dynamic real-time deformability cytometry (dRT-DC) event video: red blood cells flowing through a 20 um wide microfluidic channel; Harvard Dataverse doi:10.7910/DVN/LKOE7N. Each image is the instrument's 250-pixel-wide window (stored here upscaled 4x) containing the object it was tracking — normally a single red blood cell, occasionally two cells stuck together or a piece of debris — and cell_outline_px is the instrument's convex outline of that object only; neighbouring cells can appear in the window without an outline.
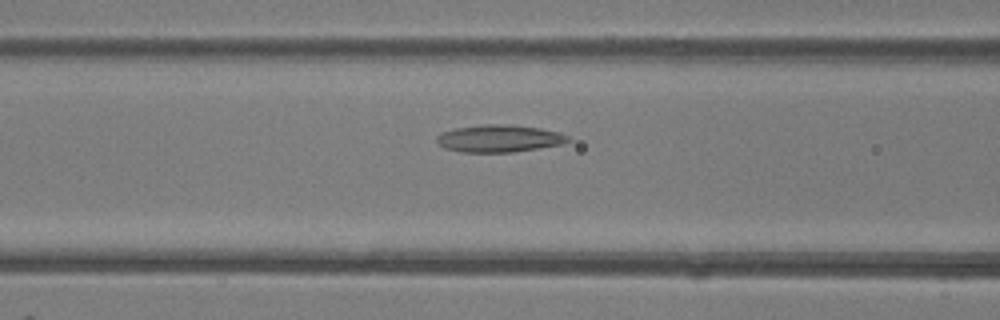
{"species": "common noctule bat (a hibernating species)", "species_latin": "Nyctalus noctula", "temperature_condition": "room temperature", "stored_images_in_passage": 7, "camera_frame_rate_fps": 3000, "um_per_image_px": 0.085, "animal": {"sex": "female"}, "frame": {"image": 1, "passage_image": 5, "time_ms": 1.333, "image_size_px": [1000, 320], "cell_outline_px": [[572, 140], [560, 144], [512, 152], [460, 152], [444, 148], [436, 140], [436, 136], [440, 132], [456, 128], [484, 124], [500, 124], [540, 128], [560, 132], [568, 136]], "centroid_in_image_um": [42.4, 11.77], "position_along_channel_um": 124.2, "area_um2": 20.75}}